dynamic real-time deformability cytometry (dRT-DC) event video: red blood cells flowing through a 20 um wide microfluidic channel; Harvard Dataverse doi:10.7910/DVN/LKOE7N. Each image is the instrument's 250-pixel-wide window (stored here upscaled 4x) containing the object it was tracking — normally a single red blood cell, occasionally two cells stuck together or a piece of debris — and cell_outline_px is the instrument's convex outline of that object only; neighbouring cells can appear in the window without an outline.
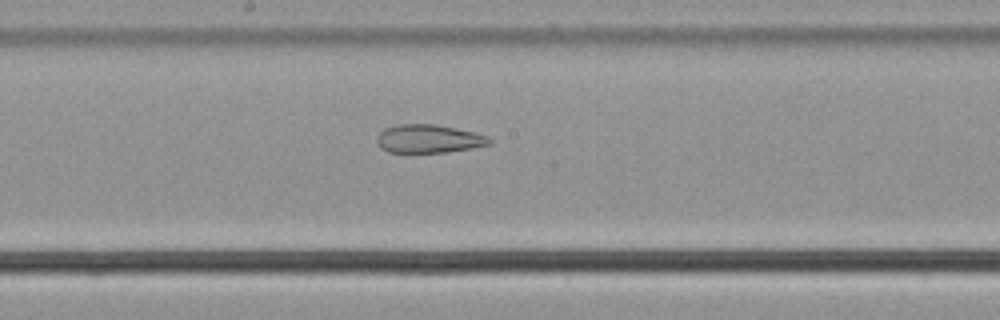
{"species": "common noctule bat (a hibernating species)", "species_latin": "Nyctalus noctula", "temperature_condition": "cold", "stored_images_in_passage": 54, "camera_frame_rate_fps": 3000, "um_per_image_px": 0.085, "animal": {"sex": "male", "body_mass_g": 21.5, "forearm_length_mm": 52.0}, "frame": {"image": 1, "passage_image": 28, "time_ms": 9.0, "image_size_px": [1000, 320], "cell_outline_px": [[492, 144], [472, 148], [444, 152], [388, 152], [380, 148], [376, 140], [376, 136], [384, 128], [396, 124], [436, 124], [476, 132], [488, 136], [492, 140]], "centroid_in_image_um": [36.44, 11.78], "position_along_channel_um": 211.8, "area_um2": 18.79}}
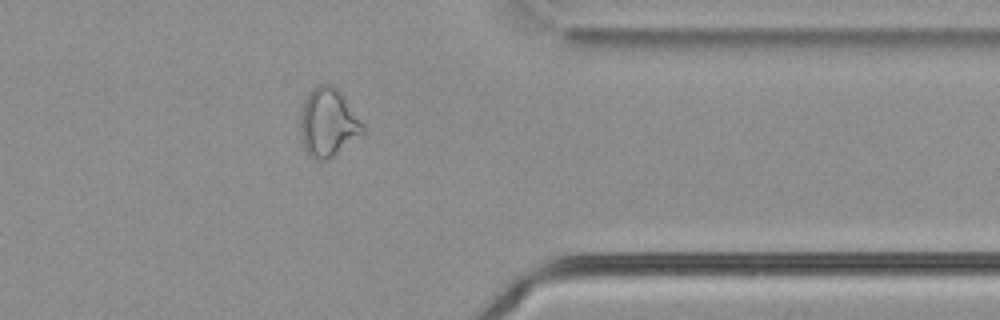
{"frame": {"image": 2, "passage_image": 43, "time_ms": 14.0, "image_size_px": [1000, 320], "cell_outline_px": [[364, 132], [332, 156], [324, 160], [316, 160], [308, 156], [304, 148], [300, 132], [300, 104], [308, 92], [316, 84], [332, 84], [344, 96], [364, 124]], "centroid_in_image_um": [27.84, 10.38], "position_along_channel_um": 383.6, "area_um2": 25.09}}
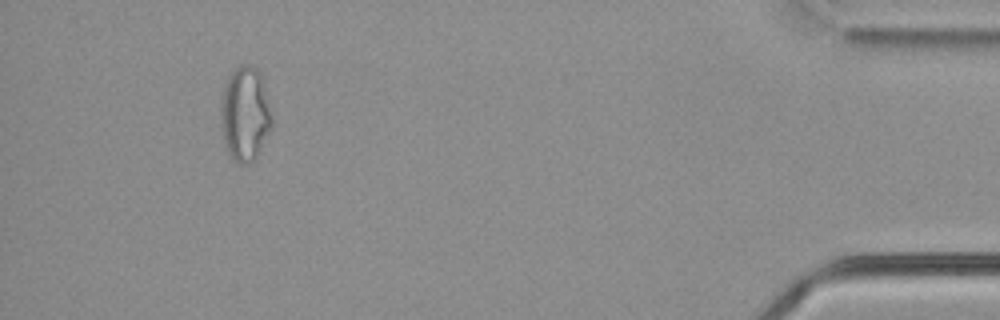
{"frame": {"image": 3, "passage_image": 50, "time_ms": 16.333, "image_size_px": [1000, 320], "cell_outline_px": [[272, 128], [252, 164], [236, 164], [228, 156], [224, 148], [220, 120], [220, 100], [228, 76], [240, 64], [248, 64], [256, 68], [260, 72], [272, 120]], "centroid_in_image_um": [20.78, 9.75], "position_along_channel_um": 414.4, "area_um2": 28.55}, "authors_computed_cell_mechanics": {"area_um2": 25.9811, "velocity_mm_per_s": 3.6622, "shape_relaxation_time_tau1_ms": null, "shape_relaxation_time_tau2_ms": 3.6944, "deformation_change_tau1": null, "deformation_change_tau2": 0.1322}}